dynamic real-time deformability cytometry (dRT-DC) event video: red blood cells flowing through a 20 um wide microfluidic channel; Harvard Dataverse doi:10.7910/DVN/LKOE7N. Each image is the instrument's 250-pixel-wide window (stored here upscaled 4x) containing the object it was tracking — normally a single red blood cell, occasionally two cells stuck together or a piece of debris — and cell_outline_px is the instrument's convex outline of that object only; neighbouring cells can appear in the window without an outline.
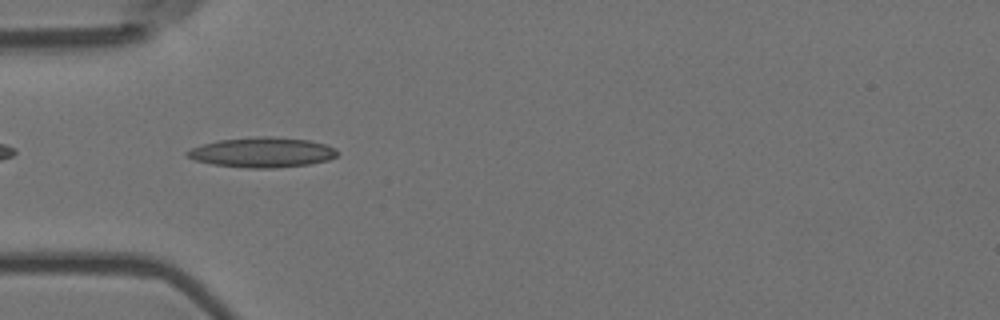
{"species": "Egyptian fruit bat (a non-hibernating species)", "species_latin": "Rousettus aegyptiacus", "temperature_condition": "room temperature", "stored_images_in_passage": 6, "camera_frame_rate_fps": 3000, "um_per_image_px": 0.085, "animal": {"sex": "female"}, "frame": {"image": 1, "passage_image": 4, "time_ms": 1.0, "image_size_px": [1000, 320], "cell_outline_px": [[340, 152], [336, 156], [328, 160], [308, 164], [276, 168], [248, 168], [212, 164], [196, 160], [188, 156], [184, 152], [200, 144], [220, 140], [256, 136], [272, 136], [308, 140], [324, 144], [336, 148]], "centroid_in_image_um": [22.3, 12.94], "position_along_channel_um": 62.7, "area_um2": 26.3}}
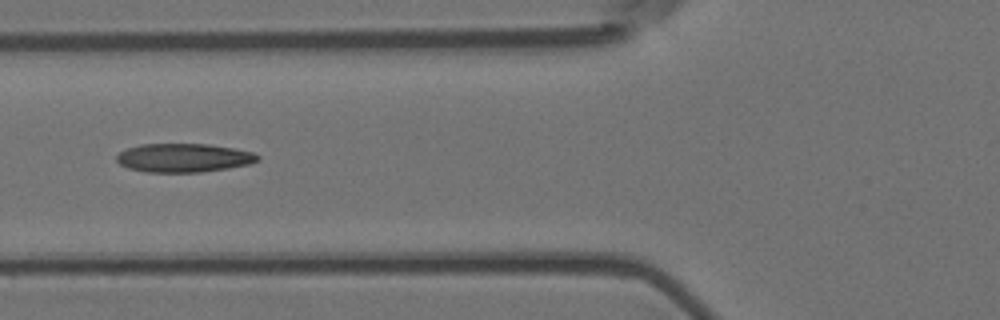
{"frame": {"image": 2, "passage_image": 5, "time_ms": 1.333, "image_size_px": [1000, 320], "cell_outline_px": [[260, 160], [248, 164], [228, 168], [200, 172], [148, 172], [128, 168], [120, 164], [116, 160], [116, 156], [120, 152], [128, 148], [140, 144], [208, 144], [232, 148], [252, 152], [260, 156]], "centroid_in_image_um": [15.6, 13.41], "position_along_channel_um": 110.2, "area_um2": 23.47}}
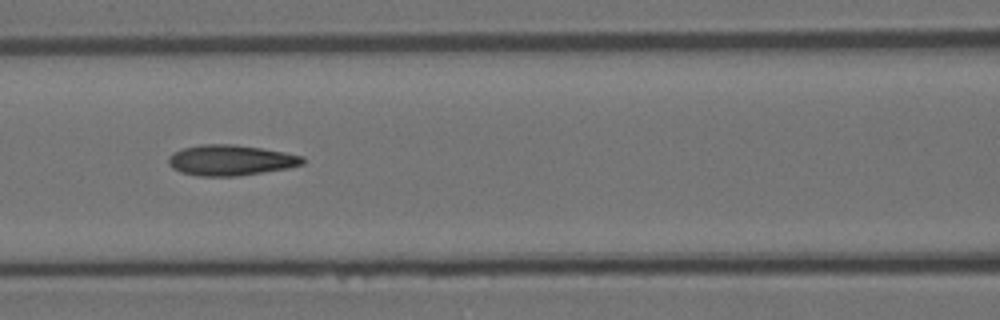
{"frame": {"image": 3, "passage_image": 6, "time_ms": 1.667, "image_size_px": [1000, 320], "cell_outline_px": [[304, 164], [288, 168], [236, 176], [200, 176], [180, 172], [172, 168], [168, 164], [168, 156], [184, 148], [200, 144], [232, 144], [260, 148], [284, 152], [304, 156]], "centroid_in_image_um": [19.6, 13.62], "position_along_channel_um": 147.0, "area_um2": 23.81}}